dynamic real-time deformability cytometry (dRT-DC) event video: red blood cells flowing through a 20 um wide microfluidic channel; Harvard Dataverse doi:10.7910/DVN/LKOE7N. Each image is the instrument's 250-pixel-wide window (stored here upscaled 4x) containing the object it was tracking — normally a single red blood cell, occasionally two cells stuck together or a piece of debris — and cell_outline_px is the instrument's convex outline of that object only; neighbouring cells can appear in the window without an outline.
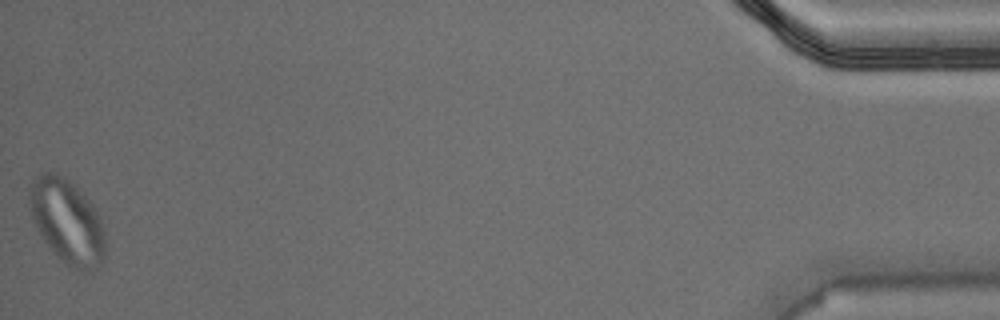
{"species": "Egyptian fruit bat (a non-hibernating species)", "species_latin": "Rousettus aegyptiacus", "temperature_condition": "warm", "stored_images_in_passage": 44, "camera_frame_rate_fps": 3000, "um_per_image_px": 0.085, "animal": {"sex": "male"}, "frame": {"image": 1, "passage_image": 44, "time_ms": 14.333, "image_size_px": [1000, 320], "cell_outline_px": [[104, 256], [100, 264], [96, 268], [84, 272], [68, 268], [60, 260], [44, 240], [36, 228], [32, 216], [32, 184], [36, 176], [40, 172], [56, 172], [68, 180], [84, 192], [100, 216], [104, 228]], "centroid_in_image_um": [5.76, 18.85], "position_along_channel_um": 429.4, "area_um2": 37.05}}